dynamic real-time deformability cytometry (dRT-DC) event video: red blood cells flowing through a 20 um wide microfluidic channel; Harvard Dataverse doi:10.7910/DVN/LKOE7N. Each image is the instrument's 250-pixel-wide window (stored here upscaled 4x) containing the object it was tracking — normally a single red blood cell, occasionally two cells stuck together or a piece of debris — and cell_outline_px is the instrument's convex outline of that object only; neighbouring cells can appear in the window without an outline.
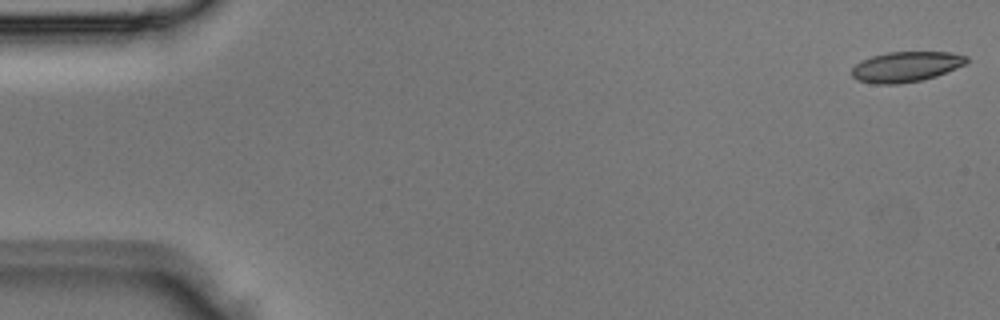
{"species": "Egyptian fruit bat (a non-hibernating species)", "species_latin": "Rousettus aegyptiacus", "temperature_condition": "room temperature", "stored_images_in_passage": 3, "segment_of_instrument_passage": [2, 2], "camera_frame_rate_fps": 3000, "um_per_image_px": 0.085, "animal": {"sex": "male"}, "frame": {"image": 1, "passage_image": 3, "time_ms": 0.667, "image_size_px": [1000, 320], "cell_outline_px": [[968, 60], [964, 64], [956, 68], [936, 76], [924, 80], [896, 84], [876, 84], [856, 80], [852, 76], [852, 68], [860, 60], [872, 56], [888, 52], [948, 52], [968, 56]], "centroid_in_image_um": [76.98, 5.67], "position_along_channel_um": 8.0, "area_um2": 20.29}}